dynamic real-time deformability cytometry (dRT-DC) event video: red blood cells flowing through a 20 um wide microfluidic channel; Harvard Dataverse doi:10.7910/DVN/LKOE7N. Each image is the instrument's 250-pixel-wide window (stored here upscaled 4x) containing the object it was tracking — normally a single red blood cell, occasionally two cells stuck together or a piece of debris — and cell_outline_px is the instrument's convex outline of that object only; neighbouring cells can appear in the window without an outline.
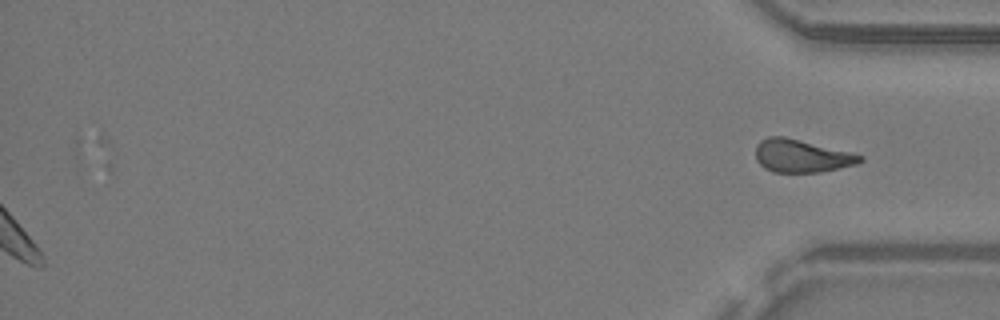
{"species": "common noctule bat (a hibernating species)", "species_latin": "Nyctalus noctula", "temperature_condition": "warm", "stored_images_in_passage": 31, "segment_of_instrument_passage": [2, 2], "camera_frame_rate_fps": 3000, "um_per_image_px": 0.085, "animal": {"sex": "male", "body_mass_g": 19.2, "forearm_length_mm": 51.8}, "frame": {"image": 1, "passage_image": 31, "time_ms": 10.0, "image_size_px": [1000, 320], "cell_outline_px": [[864, 160], [856, 164], [820, 172], [772, 172], [764, 168], [756, 160], [756, 144], [760, 140], [768, 136], [784, 136], [852, 152], [864, 156]], "centroid_in_image_um": [68.12, 13.24], "position_along_channel_um": 367.1, "area_um2": 20.11}}